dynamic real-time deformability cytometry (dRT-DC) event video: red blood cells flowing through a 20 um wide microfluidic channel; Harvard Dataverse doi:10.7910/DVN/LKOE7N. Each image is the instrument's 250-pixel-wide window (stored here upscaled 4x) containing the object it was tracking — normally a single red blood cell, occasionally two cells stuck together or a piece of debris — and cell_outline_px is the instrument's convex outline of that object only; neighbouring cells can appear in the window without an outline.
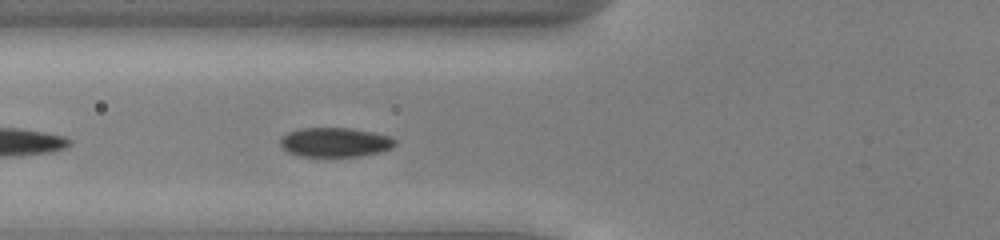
{"species": "common noctule bat (a hibernating species)", "species_latin": "Nyctalus noctula", "temperature_condition": "cold", "stored_images_in_passage": 37, "camera_frame_rate_fps": 3000, "um_per_image_px": 0.085, "animal": {"sex": "male", "body_mass_g": 13.0, "forearm_length_mm": 53.1}, "frame": {"image": 1, "passage_image": 5, "time_ms": 1.333, "image_size_px": [1000, 240], "cell_outline_px": [[396, 144], [392, 148], [380, 152], [360, 156], [300, 156], [288, 152], [280, 144], [280, 136], [288, 132], [300, 128], [352, 128], [372, 132], [388, 136], [396, 140]], "centroid_in_image_um": [28.47, 12.09], "position_along_channel_um": 97.3, "area_um2": 19.65}}
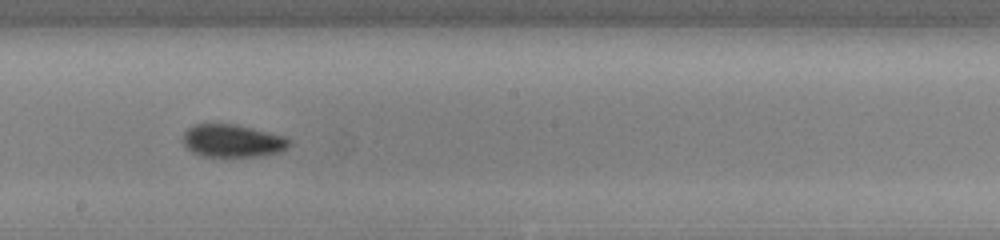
{"frame": {"image": 2, "passage_image": 15, "time_ms": 4.667, "image_size_px": [1000, 240], "cell_outline_px": [[292, 144], [288, 148], [280, 152], [256, 156], [200, 156], [192, 152], [180, 140], [184, 132], [192, 124], [236, 124], [284, 136], [292, 140]], "centroid_in_image_um": [19.75, 11.96], "position_along_channel_um": 228.4, "area_um2": 20.46}}
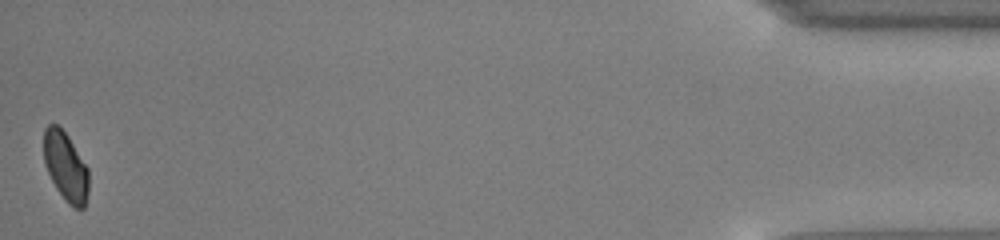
{"frame": {"image": 3, "passage_image": 37, "time_ms": 12.0, "image_size_px": [1000, 240], "cell_outline_px": [[88, 192], [84, 208], [76, 208], [68, 204], [64, 200], [56, 188], [44, 164], [44, 128], [48, 124], [56, 124], [68, 136], [88, 168]], "centroid_in_image_um": [5.57, 14.16], "position_along_channel_um": 429.6, "area_um2": 17.98}, "authors_computed_cell_mechanics": {"area_um2": 19.3052, "velocity_mm_per_s": 3.9337, "shape_relaxation_time_tau1_ms": null, "shape_relaxation_time_tau2_ms": 2.5411, "deformation_change_tau1": null, "deformation_change_tau2": 0.0482}}